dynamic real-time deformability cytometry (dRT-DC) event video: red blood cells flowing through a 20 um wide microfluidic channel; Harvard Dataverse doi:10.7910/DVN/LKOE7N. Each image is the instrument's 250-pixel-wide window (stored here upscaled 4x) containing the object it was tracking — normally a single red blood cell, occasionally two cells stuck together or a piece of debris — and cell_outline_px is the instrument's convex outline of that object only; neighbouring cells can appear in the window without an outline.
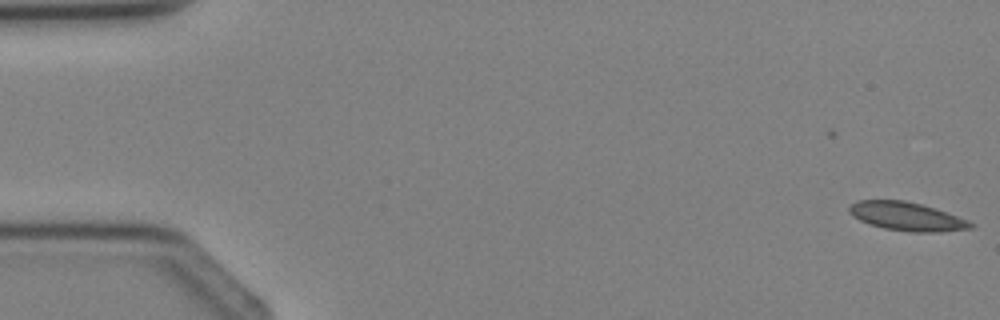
{"species": "Egyptian fruit bat (a non-hibernating species)", "species_latin": "Rousettus aegyptiacus", "temperature_condition": "cold", "stored_images_in_passage": 3, "camera_frame_rate_fps": 3000, "um_per_image_px": 0.085, "animal": {"sex": "female"}, "frame": {"image": 1, "passage_image": 1, "time_ms": 0.0, "image_size_px": [1000, 320], "cell_outline_px": [[976, 224], [972, 228], [940, 232], [908, 232], [884, 228], [868, 224], [852, 216], [848, 212], [848, 208], [852, 204], [860, 200], [904, 200], [920, 204], [968, 220]], "centroid_in_image_um": [77.05, 18.41], "position_along_channel_um": 7.9, "area_um2": 20.06}}